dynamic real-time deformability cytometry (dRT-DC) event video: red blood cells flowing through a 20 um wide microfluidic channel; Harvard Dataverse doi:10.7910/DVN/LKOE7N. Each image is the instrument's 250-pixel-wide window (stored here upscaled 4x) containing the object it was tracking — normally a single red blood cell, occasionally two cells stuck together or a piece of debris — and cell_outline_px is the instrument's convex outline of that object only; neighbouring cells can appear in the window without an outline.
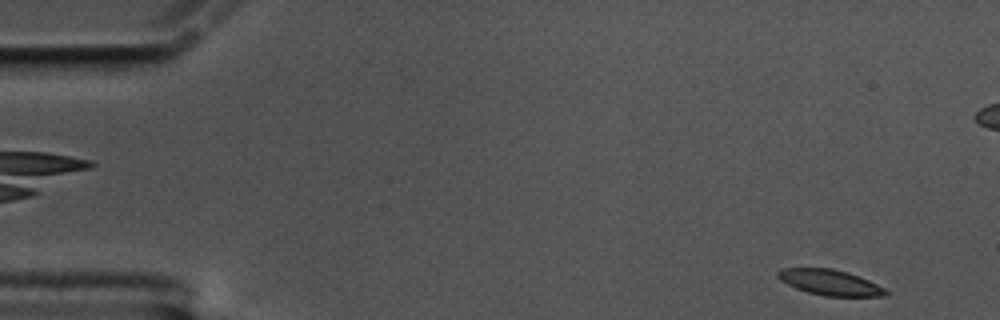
{"species": "common noctule bat (a hibernating species)", "species_latin": "Nyctalus noctula", "temperature_condition": "cold", "stored_images_in_passage": 58, "camera_frame_rate_fps": 3000, "um_per_image_px": 0.085, "animal": {"sex": "male", "body_mass_g": 17.5, "forearm_length_mm": 52.3}, "frame": {"image": 1, "passage_image": 2, "time_ms": 0.333, "image_size_px": [1000, 320], "cell_outline_px": [[888, 292], [884, 296], [824, 296], [808, 292], [796, 288], [780, 280], [776, 276], [776, 272], [780, 268], [832, 268], [848, 272], [868, 280], [884, 288]], "centroid_in_image_um": [70.5, 24.0], "position_along_channel_um": 14.5, "area_um2": 16.01}}
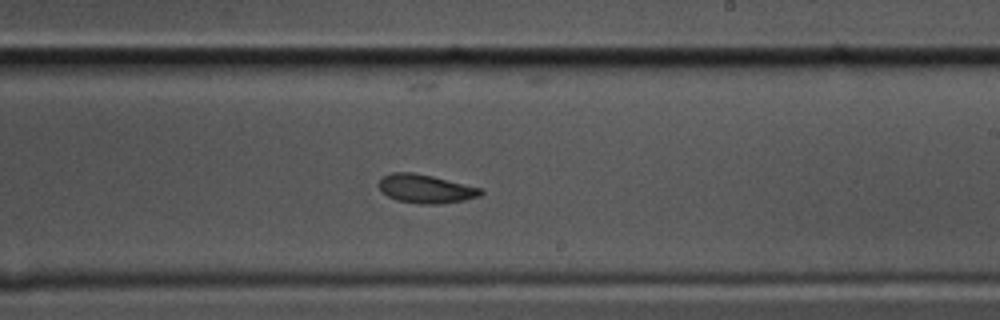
{"frame": {"image": 2, "passage_image": 33, "time_ms": 10.667, "image_size_px": [1000, 320], "cell_outline_px": [[484, 192], [480, 196], [464, 200], [440, 204], [420, 204], [396, 200], [388, 196], [380, 188], [380, 180], [384, 176], [392, 172], [412, 172], [432, 176], [480, 188]], "centroid_in_image_um": [36.19, 16.05], "position_along_channel_um": 252.8, "area_um2": 16.76}}
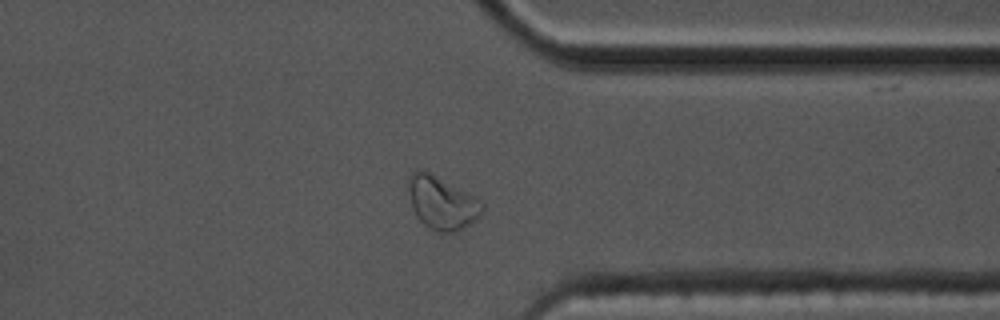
{"frame": {"image": 3, "passage_image": 44, "time_ms": 14.333, "image_size_px": [1000, 320], "cell_outline_px": [[484, 208], [480, 216], [464, 228], [452, 232], [436, 232], [424, 224], [416, 216], [412, 204], [408, 188], [408, 176], [416, 168], [420, 168], [428, 172], [480, 200], [484, 204]], "centroid_in_image_um": [37.54, 17.24], "position_along_channel_um": 373.9, "area_um2": 22.43}, "authors_computed_cell_mechanics": {"area_um2": 17.2533, "velocity_mm_per_s": 3.3792, "shape_relaxation_time_tau1_ms": 5.7422, "shape_relaxation_time_tau2_ms": 5.5841, "deformation_change_tau1": 0.1435, "deformation_change_tau2": 0.1103}}